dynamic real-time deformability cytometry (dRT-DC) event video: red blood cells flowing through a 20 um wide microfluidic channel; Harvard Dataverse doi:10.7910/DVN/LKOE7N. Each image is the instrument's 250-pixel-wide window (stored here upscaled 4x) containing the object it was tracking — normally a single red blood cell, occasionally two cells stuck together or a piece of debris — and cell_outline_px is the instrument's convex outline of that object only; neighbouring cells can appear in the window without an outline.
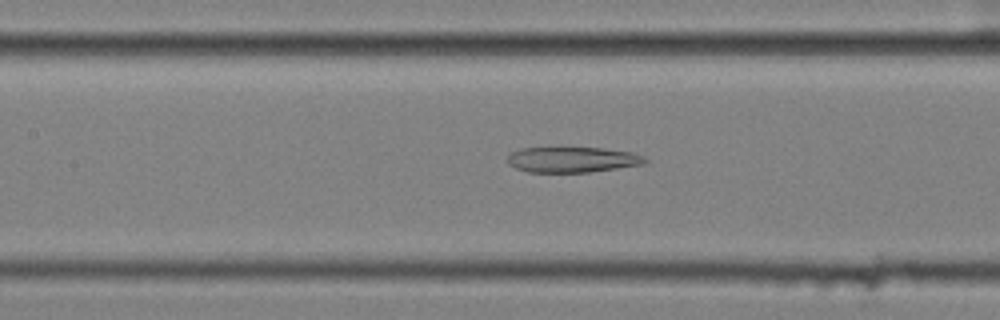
{"species": "common noctule bat (a hibernating species)", "species_latin": "Nyctalus noctula", "temperature_condition": "cold", "stored_images_in_passage": 41, "camera_frame_rate_fps": 3000, "um_per_image_px": 0.085, "animal": {"sex": "female", "body_mass_g": 25.1}, "frame": {"image": 1, "passage_image": 11, "time_ms": 3.333, "image_size_px": [1000, 320], "cell_outline_px": [[648, 164], [588, 172], [528, 172], [516, 168], [508, 164], [508, 156], [512, 152], [520, 148], [604, 148], [632, 152], [648, 160]], "centroid_in_image_um": [48.67, 13.57], "position_along_channel_um": 158.7, "area_um2": 20.4}}
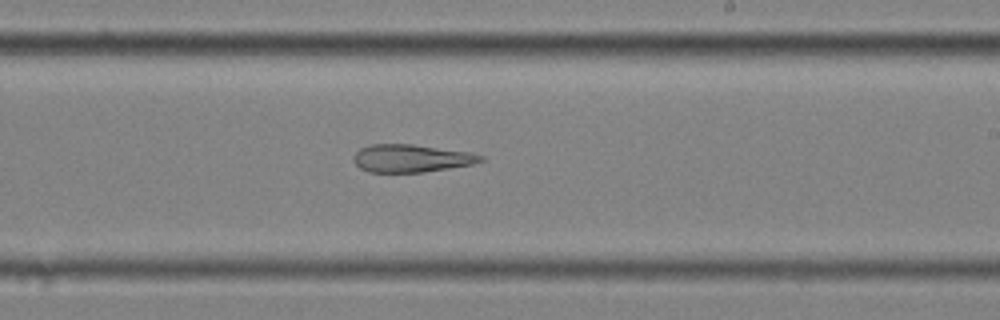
{"frame": {"image": 2, "passage_image": 19, "time_ms": 6.0, "image_size_px": [1000, 320], "cell_outline_px": [[484, 160], [472, 164], [424, 172], [368, 172], [360, 168], [352, 160], [352, 156], [360, 148], [368, 144], [412, 144], [472, 152], [484, 156]], "centroid_in_image_um": [34.93, 13.45], "position_along_channel_um": 254.1, "area_um2": 20.69}}
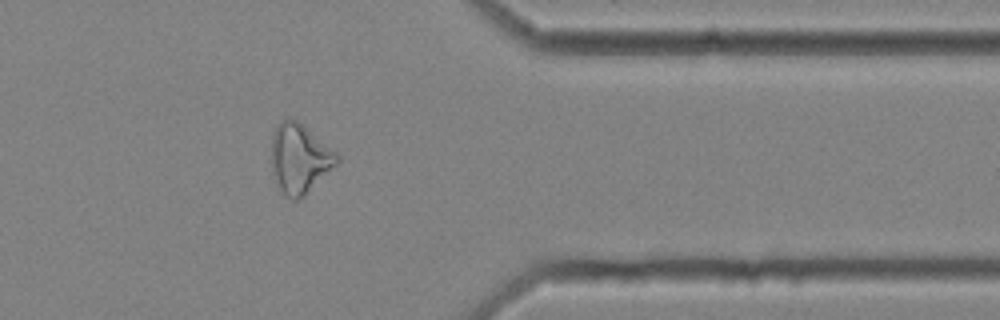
{"frame": {"image": 3, "passage_image": 31, "time_ms": 10.0, "image_size_px": [1000, 320], "cell_outline_px": [[340, 160], [300, 200], [292, 200], [276, 184], [272, 172], [272, 136], [276, 124], [288, 116], [296, 120], [336, 152], [340, 156]], "centroid_in_image_um": [25.44, 13.47], "position_along_channel_um": 386.0, "area_um2": 26.18}, "authors_computed_cell_mechanics": {"area_um2": 23.6402, "velocity_mm_per_s": 3.5759, "shape_relaxation_time_tau1_ms": null, "shape_relaxation_time_tau2_ms": 9.11, "deformation_change_tau1": null, "deformation_change_tau2": 0.2547}}